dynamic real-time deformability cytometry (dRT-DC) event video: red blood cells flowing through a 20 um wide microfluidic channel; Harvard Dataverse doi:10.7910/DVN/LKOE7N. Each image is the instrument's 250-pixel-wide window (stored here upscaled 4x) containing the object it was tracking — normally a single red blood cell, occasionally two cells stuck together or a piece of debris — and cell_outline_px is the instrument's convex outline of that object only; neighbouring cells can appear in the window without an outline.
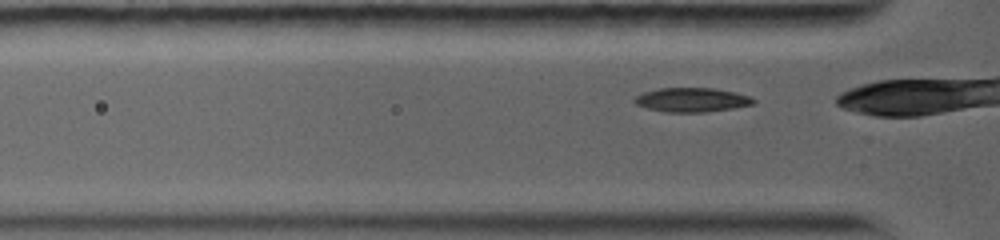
{"species": "common noctule bat (a hibernating species)", "species_latin": "Nyctalus noctula", "temperature_condition": "warm", "stored_images_in_passage": 62, "camera_frame_rate_fps": 5000, "um_per_image_px": 0.085, "animal": {"sex": "female", "body_mass_g": 19.0, "forearm_length_mm": 56.7}, "frame": {"image": 1, "passage_image": 4, "time_ms": 0.4, "image_size_px": [1000, 240], "cell_outline_px": [[756, 104], [732, 108], [704, 112], [664, 112], [648, 108], [636, 104], [632, 100], [636, 96], [644, 92], [660, 88], [712, 88], [752, 96], [756, 100]], "centroid_in_image_um": [58.82, 8.49], "position_along_channel_um": 67.0, "area_um2": 16.7}}
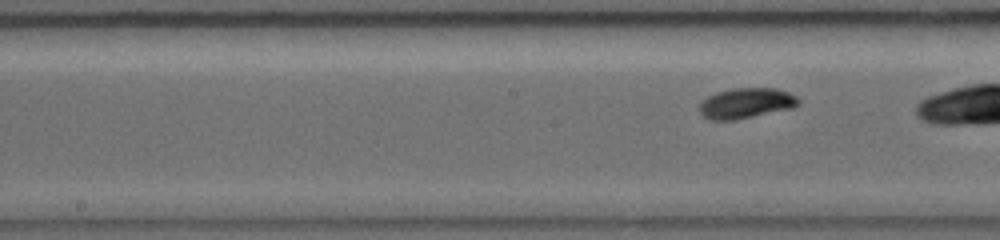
{"frame": {"image": 2, "passage_image": 29, "time_ms": 3.4, "image_size_px": [1000, 240], "cell_outline_px": [[800, 104], [792, 108], [736, 120], [712, 120], [704, 116], [700, 112], [700, 104], [708, 96], [716, 92], [732, 88], [776, 88], [788, 92], [796, 96], [800, 100]], "centroid_in_image_um": [63.44, 8.76], "position_along_channel_um": 184.8, "area_um2": 17.51}}
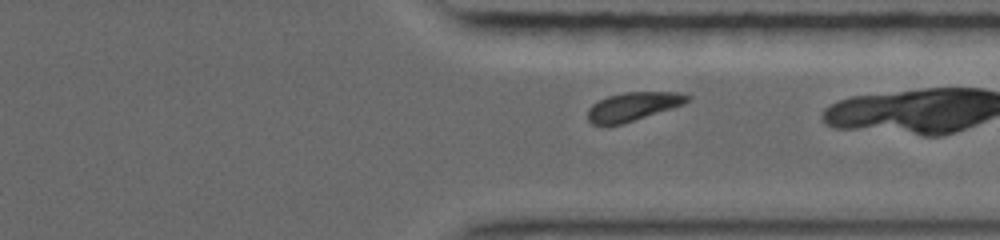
{"frame": {"image": 3, "passage_image": 57, "time_ms": 7.8, "image_size_px": [1000, 240], "cell_outline_px": [[692, 100], [684, 104], [672, 108], [620, 124], [592, 124], [588, 120], [588, 108], [592, 104], [608, 96], [624, 92], [680, 92], [692, 96]], "centroid_in_image_um": [53.85, 9.03], "position_along_channel_um": 357.5, "area_um2": 16.42}}